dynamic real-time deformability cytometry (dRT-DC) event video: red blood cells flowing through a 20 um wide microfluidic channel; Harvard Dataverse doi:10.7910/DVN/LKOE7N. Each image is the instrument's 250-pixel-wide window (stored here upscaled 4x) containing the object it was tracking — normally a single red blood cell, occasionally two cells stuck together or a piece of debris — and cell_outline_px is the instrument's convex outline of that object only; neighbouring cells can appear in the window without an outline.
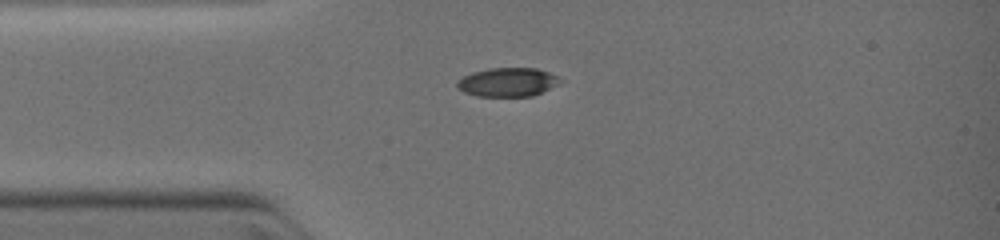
{"species": "common noctule bat (a hibernating species)", "species_latin": "Nyctalus noctula", "temperature_condition": "warm", "stored_images_in_passage": 3, "camera_frame_rate_fps": 3000, "um_per_image_px": 0.085, "animal": {"sex": "female", "body_mass_g": 19.0, "forearm_length_mm": 51.5}, "frame": {"image": 1, "passage_image": 1, "time_ms": 0.0, "image_size_px": [1000, 240], "cell_outline_px": [[564, 80], [532, 96], [476, 96], [464, 92], [456, 88], [456, 80], [472, 72], [488, 68], [536, 68], [548, 72]], "centroid_in_image_um": [43.08, 6.97], "position_along_channel_um": 41.9, "area_um2": 17.22}}